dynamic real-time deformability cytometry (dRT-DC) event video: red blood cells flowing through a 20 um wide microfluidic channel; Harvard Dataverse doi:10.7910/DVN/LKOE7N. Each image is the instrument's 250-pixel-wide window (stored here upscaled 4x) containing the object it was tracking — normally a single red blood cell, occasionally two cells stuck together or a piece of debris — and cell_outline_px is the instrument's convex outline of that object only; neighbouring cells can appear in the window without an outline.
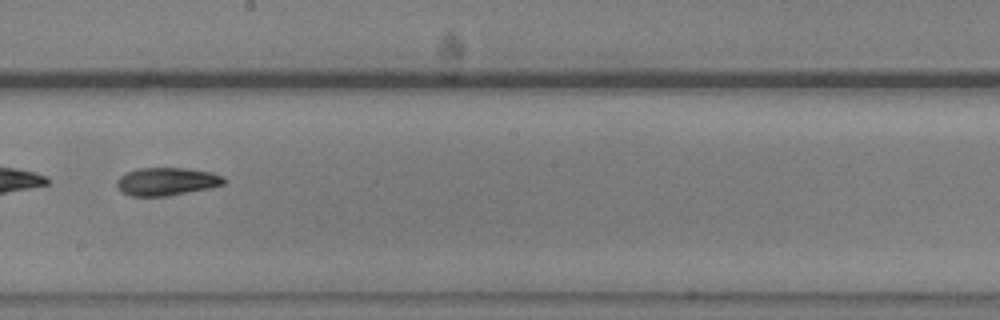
{"species": "common noctule bat (a hibernating species)", "species_latin": "Nyctalus noctula", "temperature_condition": "warm", "stored_images_in_passage": 54, "segment_of_instrument_passage": [2, 2], "camera_frame_rate_fps": 3000, "um_per_image_px": 0.085, "animal": {"sex": "male", "body_mass_g": 20.5, "forearm_length_mm": 52.5}, "frame": {"image": 1, "passage_image": 32, "time_ms": 10.333, "image_size_px": [1000, 320], "cell_outline_px": [[224, 184], [208, 188], [168, 196], [132, 196], [124, 192], [116, 184], [116, 180], [120, 176], [136, 168], [184, 168], [212, 172], [224, 176]], "centroid_in_image_um": [14.17, 15.42], "position_along_channel_um": 234.0, "area_um2": 17.28}}
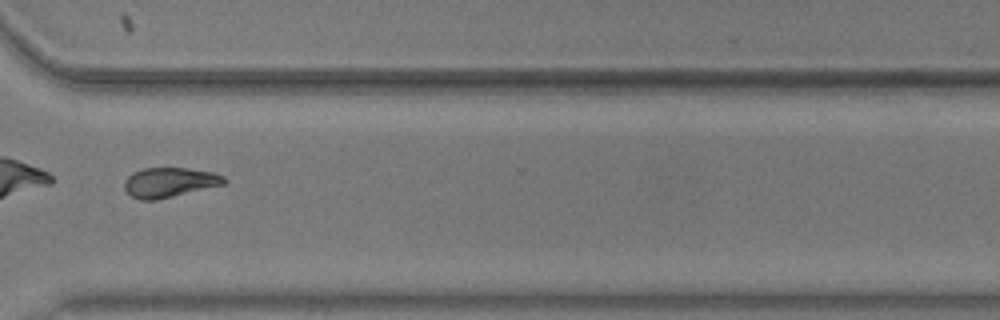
{"frame": {"image": 2, "passage_image": 42, "time_ms": 13.667, "image_size_px": [1000, 320], "cell_outline_px": [[228, 180], [224, 184], [156, 200], [140, 200], [132, 196], [124, 188], [124, 180], [132, 172], [144, 168], [188, 168], [212, 172], [224, 176]], "centroid_in_image_um": [14.39, 15.49], "position_along_channel_um": 356.2, "area_um2": 17.22}}